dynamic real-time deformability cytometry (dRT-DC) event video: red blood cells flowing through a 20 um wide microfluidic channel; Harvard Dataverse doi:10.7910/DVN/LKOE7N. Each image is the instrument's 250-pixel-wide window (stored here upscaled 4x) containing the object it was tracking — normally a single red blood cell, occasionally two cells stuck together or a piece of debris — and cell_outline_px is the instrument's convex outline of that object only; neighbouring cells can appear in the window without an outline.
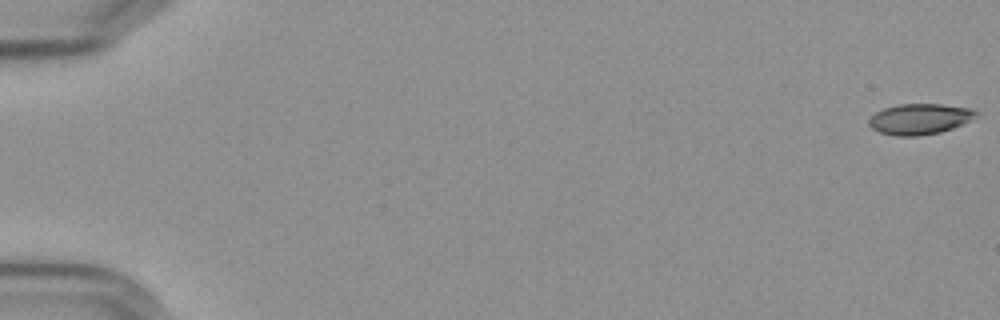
{"species": "Egyptian fruit bat (a non-hibernating species)", "species_latin": "Rousettus aegyptiacus", "temperature_condition": "cold", "stored_images_in_passage": 58, "camera_frame_rate_fps": 3000, "um_per_image_px": 0.085, "frame": {"image": 1, "passage_image": 1, "time_ms": 0.0, "image_size_px": [1000, 320], "cell_outline_px": [[976, 112], [968, 120], [952, 128], [940, 132], [916, 136], [896, 136], [880, 132], [872, 128], [868, 124], [868, 120], [876, 112], [884, 108], [900, 104], [940, 104], [972, 108]], "centroid_in_image_um": [78.1, 10.11], "position_along_channel_um": 6.9, "area_um2": 18.79}}
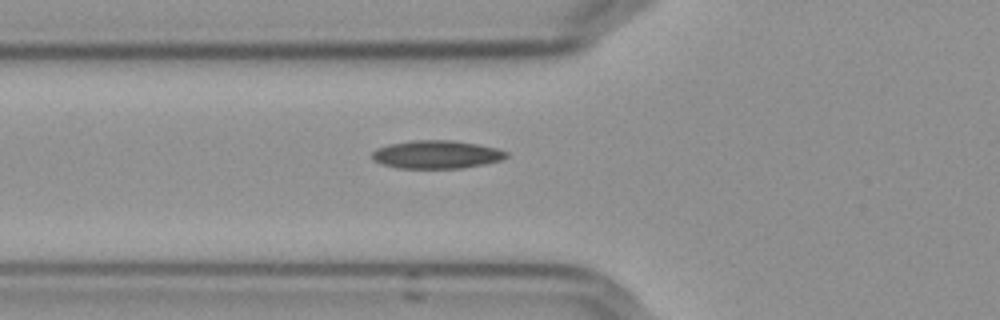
{"frame": {"image": 2, "passage_image": 22, "time_ms": 7.0, "image_size_px": [1000, 320], "cell_outline_px": [[508, 156], [500, 160], [460, 168], [400, 168], [384, 164], [372, 160], [372, 152], [376, 148], [388, 144], [412, 140], [452, 140], [476, 144], [496, 148], [508, 152]], "centroid_in_image_um": [37.06, 13.12], "position_along_channel_um": 88.7, "area_um2": 21.79}}
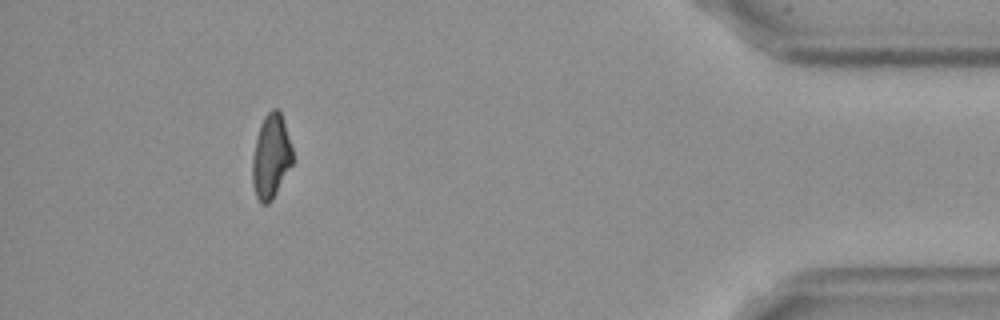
{"frame": {"image": 3, "passage_image": 53, "time_ms": 17.333, "image_size_px": [1000, 320], "cell_outline_px": [[292, 164], [272, 200], [268, 204], [260, 204], [256, 196], [252, 184], [252, 156], [256, 136], [260, 124], [264, 116], [272, 108], [276, 108], [280, 112], [292, 148]], "centroid_in_image_um": [23.0, 13.32], "position_along_channel_um": 412.2, "area_um2": 19.71}, "authors_computed_cell_mechanics": {"area_um2": 20.3745, "velocity_mm_per_s": 3.6211, "shape_relaxation_time_tau1_ms": null, "shape_relaxation_time_tau2_ms": 5.7279, "deformation_change_tau1": null, "deformation_change_tau2": 0.1187}}